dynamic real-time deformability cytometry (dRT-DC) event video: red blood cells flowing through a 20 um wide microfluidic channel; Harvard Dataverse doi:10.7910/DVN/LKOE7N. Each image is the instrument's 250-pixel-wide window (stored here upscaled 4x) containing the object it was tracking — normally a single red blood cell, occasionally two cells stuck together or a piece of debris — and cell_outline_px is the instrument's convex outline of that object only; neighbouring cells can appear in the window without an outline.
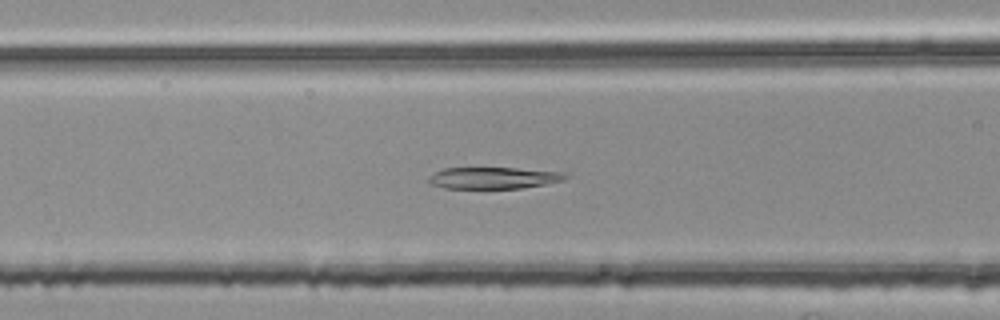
{"species": "common noctule bat (a hibernating species)", "species_latin": "Nyctalus noctula", "temperature_condition": "room temperature", "stored_images_in_passage": 53, "camera_frame_rate_fps": 3000, "um_per_image_px": 0.085, "animal": {"sex": "female", "body_mass_g": 25.1}, "frame": {"image": 1, "passage_image": 21, "time_ms": 6.667, "image_size_px": [1000, 320], "cell_outline_px": [[568, 176], [564, 180], [548, 184], [524, 188], [444, 188], [428, 184], [428, 176], [444, 168], [516, 168], [556, 172]], "centroid_in_image_um": [41.88, 15.13], "position_along_channel_um": 124.7, "area_um2": 17.11}}
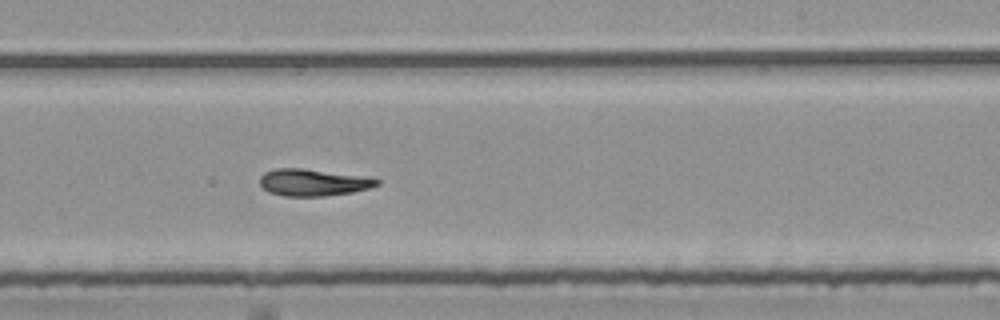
{"frame": {"image": 2, "passage_image": 32, "time_ms": 10.333, "image_size_px": [1000, 320], "cell_outline_px": [[380, 184], [368, 188], [352, 192], [324, 196], [284, 196], [268, 192], [260, 184], [260, 176], [264, 172], [276, 168], [304, 168], [368, 176], [380, 180]], "centroid_in_image_um": [26.63, 15.49], "position_along_channel_um": 262.4, "area_um2": 18.55}}
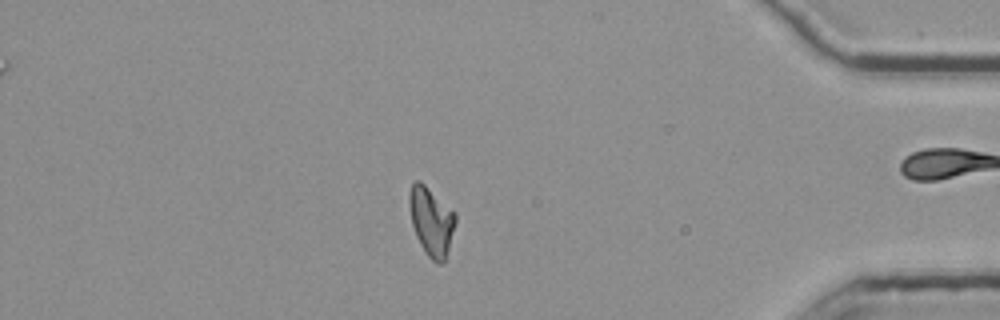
{"frame": {"image": 3, "passage_image": 46, "time_ms": 15.0, "image_size_px": [1000, 320], "cell_outline_px": [[456, 220], [444, 264], [436, 264], [428, 256], [420, 244], [416, 236], [412, 224], [408, 204], [408, 192], [412, 184], [416, 180], [420, 180], [456, 212]], "centroid_in_image_um": [36.65, 18.79], "position_along_channel_um": 398.5, "area_um2": 18.61}, "authors_computed_cell_mechanics": {"area_um2": 18.5538, "velocity_mm_per_s": 3.7606, "shape_relaxation_time_tau1_ms": null, "shape_relaxation_time_tau2_ms": 6.0925, "deformation_change_tau1": null, "deformation_change_tau2": 0.1448}}